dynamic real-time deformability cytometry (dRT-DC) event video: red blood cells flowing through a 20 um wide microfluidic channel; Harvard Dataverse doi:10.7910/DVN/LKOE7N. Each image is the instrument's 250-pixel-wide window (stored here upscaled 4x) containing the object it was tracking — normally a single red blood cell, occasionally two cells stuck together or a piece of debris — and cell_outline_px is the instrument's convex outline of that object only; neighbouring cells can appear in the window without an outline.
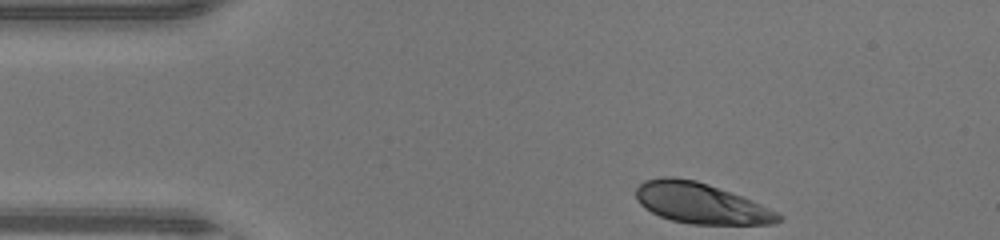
{"species": "human", "species_latin": "Homo sapiens", "temperature_condition": "warm", "stored_images_in_passage": 33, "camera_frame_rate_fps": 3000, "um_per_image_px": 0.085, "donor": {"sex": "male"}, "frame": {"image": 1, "passage_image": 1, "time_ms": 0.0, "image_size_px": [1000, 240], "cell_outline_px": [[784, 220], [772, 224], [692, 224], [672, 220], [660, 216], [644, 208], [636, 200], [636, 188], [644, 180], [664, 176], [672, 176], [696, 180], [708, 184], [752, 200], [784, 216]], "centroid_in_image_um": [59.56, 17.27], "position_along_channel_um": 25.4, "area_um2": 33.7}}
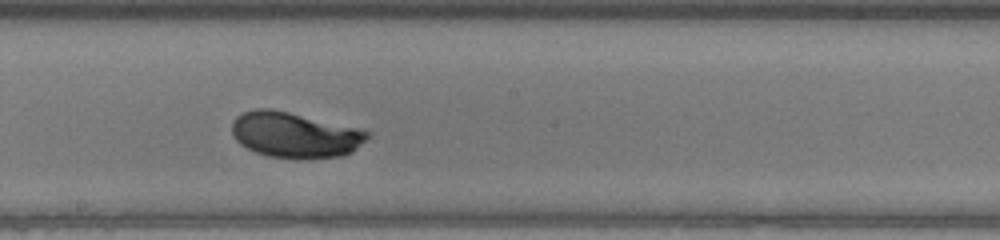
{"frame": {"image": 2, "passage_image": 19, "time_ms": 6.0, "image_size_px": [1000, 240], "cell_outline_px": [[368, 136], [352, 152], [340, 156], [296, 160], [268, 156], [256, 152], [240, 144], [232, 136], [232, 120], [236, 116], [244, 112], [256, 108], [272, 108], [356, 128], [368, 132]], "centroid_in_image_um": [24.99, 11.48], "position_along_channel_um": 223.2, "area_um2": 35.84}}
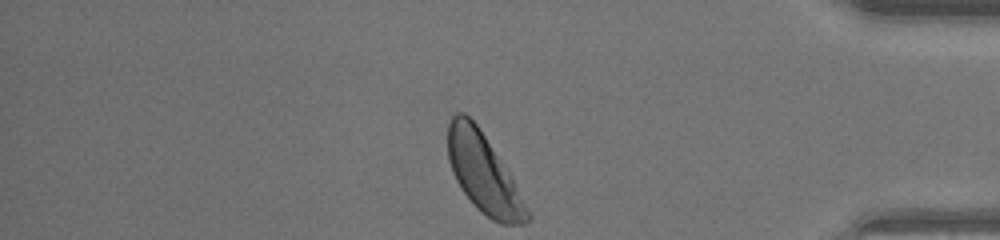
{"frame": {"image": 3, "passage_image": 33, "time_ms": 10.667, "image_size_px": [1000, 240], "cell_outline_px": [[532, 216], [524, 224], [500, 224], [492, 220], [480, 212], [476, 208], [464, 192], [456, 180], [452, 172], [448, 160], [448, 124], [452, 116], [456, 112], [464, 112], [476, 124], [504, 164], [512, 176]], "centroid_in_image_um": [41.11, 14.75], "position_along_channel_um": 394.1, "area_um2": 36.41}, "authors_computed_cell_mechanics": {"area_um2": 35.3158, "velocity_mm_per_s": 4.3981, "shape_relaxation_time_tau1_ms": 2.4452, "shape_relaxation_time_tau2_ms": null, "deformation_change_tau1": 0.13, "deformation_change_tau2": null}}